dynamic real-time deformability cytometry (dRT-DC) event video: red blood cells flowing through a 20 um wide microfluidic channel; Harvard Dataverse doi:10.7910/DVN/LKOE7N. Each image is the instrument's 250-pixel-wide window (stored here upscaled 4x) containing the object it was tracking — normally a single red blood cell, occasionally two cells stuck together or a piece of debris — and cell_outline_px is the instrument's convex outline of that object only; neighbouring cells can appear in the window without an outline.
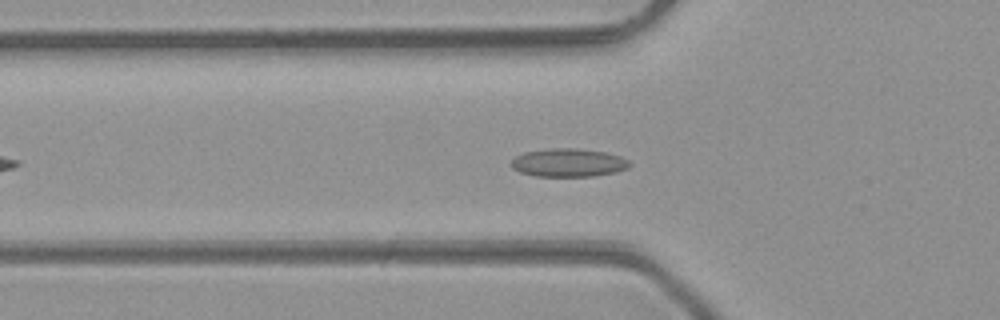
{"species": "common noctule bat (a hibernating species)", "species_latin": "Nyctalus noctula", "temperature_condition": "room temperature", "stored_images_in_passage": 41, "camera_frame_rate_fps": 3000, "um_per_image_px": 0.085, "animal": {"sex": "male", "body_mass_g": 23.1, "forearm_length_mm": 52.7}, "frame": {"image": 1, "passage_image": 9, "time_ms": 2.667, "image_size_px": [1000, 320], "cell_outline_px": [[632, 164], [628, 168], [616, 172], [592, 176], [536, 176], [520, 172], [512, 168], [508, 164], [516, 156], [524, 152], [548, 148], [576, 148], [604, 152], [620, 156], [628, 160]], "centroid_in_image_um": [48.3, 13.82], "position_along_channel_um": 77.5, "area_um2": 19.59}}
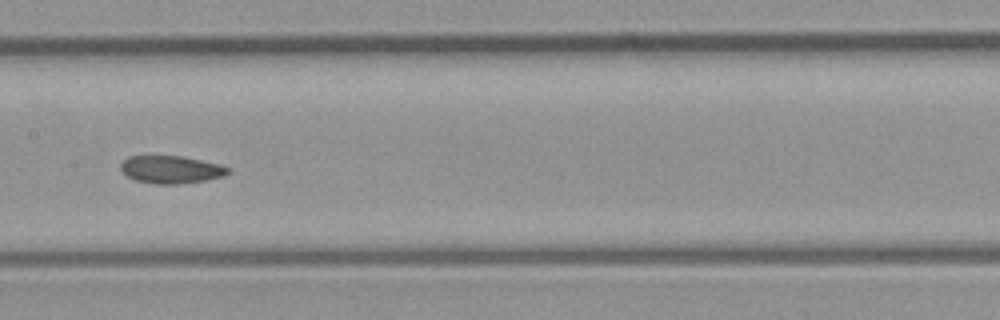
{"frame": {"image": 2, "passage_image": 17, "time_ms": 5.333, "image_size_px": [1000, 320], "cell_outline_px": [[228, 172], [224, 176], [204, 180], [180, 184], [156, 184], [136, 180], [128, 176], [120, 168], [120, 164], [128, 156], [184, 156], [220, 164], [228, 168]], "centroid_in_image_um": [14.53, 14.4], "position_along_channel_um": 192.9, "area_um2": 17.17}}
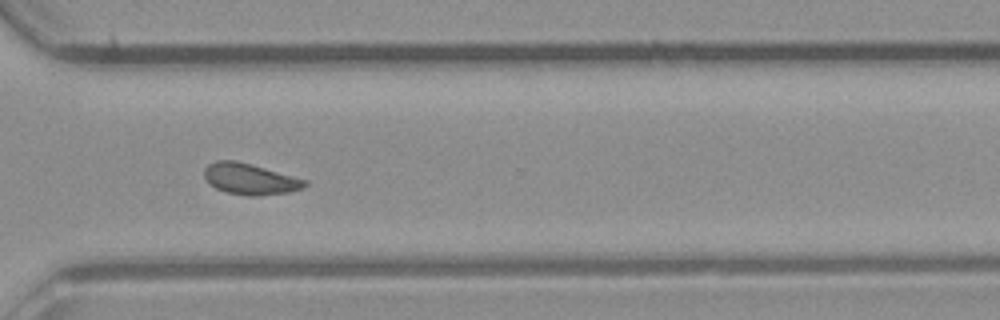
{"frame": {"image": 3, "passage_image": 28, "time_ms": 9.0, "image_size_px": [1000, 320], "cell_outline_px": [[308, 184], [304, 188], [288, 192], [256, 196], [248, 196], [228, 192], [216, 188], [204, 176], [204, 168], [208, 164], [216, 160], [236, 160], [252, 164], [308, 180]], "centroid_in_image_um": [21.28, 15.2], "position_along_channel_um": 349.3, "area_um2": 18.21}, "authors_computed_cell_mechanics": {"area_um2": 17.8024, "velocity_mm_per_s": 4.2867, "shape_relaxation_time_tau1_ms": 7.1091, "shape_relaxation_time_tau2_ms": 2.4013, "deformation_change_tau1": 0.1265, "deformation_change_tau2": 0.0685}}